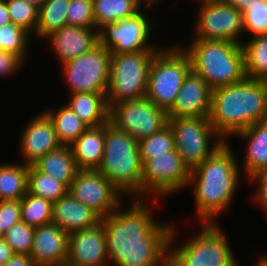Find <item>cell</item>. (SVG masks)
I'll list each match as a JSON object with an SVG mask.
<instances>
[{
    "label": "cell",
    "mask_w": 267,
    "mask_h": 266,
    "mask_svg": "<svg viewBox=\"0 0 267 266\" xmlns=\"http://www.w3.org/2000/svg\"><path fill=\"white\" fill-rule=\"evenodd\" d=\"M59 266H70V265H68L67 263H65V264H61Z\"/></svg>",
    "instance_id": "52"
},
{
    "label": "cell",
    "mask_w": 267,
    "mask_h": 266,
    "mask_svg": "<svg viewBox=\"0 0 267 266\" xmlns=\"http://www.w3.org/2000/svg\"><path fill=\"white\" fill-rule=\"evenodd\" d=\"M143 4L149 5V6H154L153 4H155L156 2H159L160 0H140ZM151 4V5H150Z\"/></svg>",
    "instance_id": "48"
},
{
    "label": "cell",
    "mask_w": 267,
    "mask_h": 266,
    "mask_svg": "<svg viewBox=\"0 0 267 266\" xmlns=\"http://www.w3.org/2000/svg\"><path fill=\"white\" fill-rule=\"evenodd\" d=\"M68 187L52 176L38 171L33 165H29L27 192L52 203L68 193Z\"/></svg>",
    "instance_id": "31"
},
{
    "label": "cell",
    "mask_w": 267,
    "mask_h": 266,
    "mask_svg": "<svg viewBox=\"0 0 267 266\" xmlns=\"http://www.w3.org/2000/svg\"><path fill=\"white\" fill-rule=\"evenodd\" d=\"M227 142L191 169L188 187L193 185L197 218L202 223H216L229 207L238 185L239 166Z\"/></svg>",
    "instance_id": "2"
},
{
    "label": "cell",
    "mask_w": 267,
    "mask_h": 266,
    "mask_svg": "<svg viewBox=\"0 0 267 266\" xmlns=\"http://www.w3.org/2000/svg\"><path fill=\"white\" fill-rule=\"evenodd\" d=\"M24 61L17 55L0 50V77L13 75L23 66Z\"/></svg>",
    "instance_id": "40"
},
{
    "label": "cell",
    "mask_w": 267,
    "mask_h": 266,
    "mask_svg": "<svg viewBox=\"0 0 267 266\" xmlns=\"http://www.w3.org/2000/svg\"><path fill=\"white\" fill-rule=\"evenodd\" d=\"M4 239L14 254L30 255L34 239V227L21 221L5 233Z\"/></svg>",
    "instance_id": "36"
},
{
    "label": "cell",
    "mask_w": 267,
    "mask_h": 266,
    "mask_svg": "<svg viewBox=\"0 0 267 266\" xmlns=\"http://www.w3.org/2000/svg\"><path fill=\"white\" fill-rule=\"evenodd\" d=\"M21 222V200L0 201V228L5 234L13 225Z\"/></svg>",
    "instance_id": "39"
},
{
    "label": "cell",
    "mask_w": 267,
    "mask_h": 266,
    "mask_svg": "<svg viewBox=\"0 0 267 266\" xmlns=\"http://www.w3.org/2000/svg\"><path fill=\"white\" fill-rule=\"evenodd\" d=\"M30 38L31 35L27 31L14 23L0 26V50L13 53L23 61L27 56L26 51Z\"/></svg>",
    "instance_id": "34"
},
{
    "label": "cell",
    "mask_w": 267,
    "mask_h": 266,
    "mask_svg": "<svg viewBox=\"0 0 267 266\" xmlns=\"http://www.w3.org/2000/svg\"><path fill=\"white\" fill-rule=\"evenodd\" d=\"M217 225L203 223L198 234L193 238L191 236L180 248H174L177 236L174 225L168 244L167 266H239L230 244Z\"/></svg>",
    "instance_id": "6"
},
{
    "label": "cell",
    "mask_w": 267,
    "mask_h": 266,
    "mask_svg": "<svg viewBox=\"0 0 267 266\" xmlns=\"http://www.w3.org/2000/svg\"><path fill=\"white\" fill-rule=\"evenodd\" d=\"M54 124L58 141L71 146L88 126L65 104L59 110L44 111Z\"/></svg>",
    "instance_id": "28"
},
{
    "label": "cell",
    "mask_w": 267,
    "mask_h": 266,
    "mask_svg": "<svg viewBox=\"0 0 267 266\" xmlns=\"http://www.w3.org/2000/svg\"><path fill=\"white\" fill-rule=\"evenodd\" d=\"M105 145V124L88 127L70 146L79 170H97L101 165Z\"/></svg>",
    "instance_id": "23"
},
{
    "label": "cell",
    "mask_w": 267,
    "mask_h": 266,
    "mask_svg": "<svg viewBox=\"0 0 267 266\" xmlns=\"http://www.w3.org/2000/svg\"><path fill=\"white\" fill-rule=\"evenodd\" d=\"M212 89L192 69L186 75L168 119L179 117H208L211 107Z\"/></svg>",
    "instance_id": "17"
},
{
    "label": "cell",
    "mask_w": 267,
    "mask_h": 266,
    "mask_svg": "<svg viewBox=\"0 0 267 266\" xmlns=\"http://www.w3.org/2000/svg\"><path fill=\"white\" fill-rule=\"evenodd\" d=\"M67 106L88 126L97 127L109 121L106 93H72Z\"/></svg>",
    "instance_id": "24"
},
{
    "label": "cell",
    "mask_w": 267,
    "mask_h": 266,
    "mask_svg": "<svg viewBox=\"0 0 267 266\" xmlns=\"http://www.w3.org/2000/svg\"><path fill=\"white\" fill-rule=\"evenodd\" d=\"M152 25L153 21L151 23V19L140 10L131 17L102 26L98 30L99 44L111 54L158 50L147 43L153 31Z\"/></svg>",
    "instance_id": "13"
},
{
    "label": "cell",
    "mask_w": 267,
    "mask_h": 266,
    "mask_svg": "<svg viewBox=\"0 0 267 266\" xmlns=\"http://www.w3.org/2000/svg\"><path fill=\"white\" fill-rule=\"evenodd\" d=\"M191 170L176 149L142 163V196L167 197L189 184ZM152 195V196H151Z\"/></svg>",
    "instance_id": "10"
},
{
    "label": "cell",
    "mask_w": 267,
    "mask_h": 266,
    "mask_svg": "<svg viewBox=\"0 0 267 266\" xmlns=\"http://www.w3.org/2000/svg\"><path fill=\"white\" fill-rule=\"evenodd\" d=\"M168 120V113L146 97L109 107V122L137 141L157 133L168 124Z\"/></svg>",
    "instance_id": "12"
},
{
    "label": "cell",
    "mask_w": 267,
    "mask_h": 266,
    "mask_svg": "<svg viewBox=\"0 0 267 266\" xmlns=\"http://www.w3.org/2000/svg\"><path fill=\"white\" fill-rule=\"evenodd\" d=\"M5 1L12 23L21 27L30 35H35L38 23L39 8H37L33 4L26 2L25 0Z\"/></svg>",
    "instance_id": "35"
},
{
    "label": "cell",
    "mask_w": 267,
    "mask_h": 266,
    "mask_svg": "<svg viewBox=\"0 0 267 266\" xmlns=\"http://www.w3.org/2000/svg\"><path fill=\"white\" fill-rule=\"evenodd\" d=\"M69 0H47L38 12L35 35L45 40L52 32L67 26Z\"/></svg>",
    "instance_id": "30"
},
{
    "label": "cell",
    "mask_w": 267,
    "mask_h": 266,
    "mask_svg": "<svg viewBox=\"0 0 267 266\" xmlns=\"http://www.w3.org/2000/svg\"><path fill=\"white\" fill-rule=\"evenodd\" d=\"M257 266H267V255L259 258Z\"/></svg>",
    "instance_id": "47"
},
{
    "label": "cell",
    "mask_w": 267,
    "mask_h": 266,
    "mask_svg": "<svg viewBox=\"0 0 267 266\" xmlns=\"http://www.w3.org/2000/svg\"><path fill=\"white\" fill-rule=\"evenodd\" d=\"M141 163L154 156L166 155L175 149L174 134L171 126L167 124L157 133L138 141Z\"/></svg>",
    "instance_id": "33"
},
{
    "label": "cell",
    "mask_w": 267,
    "mask_h": 266,
    "mask_svg": "<svg viewBox=\"0 0 267 266\" xmlns=\"http://www.w3.org/2000/svg\"><path fill=\"white\" fill-rule=\"evenodd\" d=\"M4 233L2 232L1 228H0V240L4 238Z\"/></svg>",
    "instance_id": "51"
},
{
    "label": "cell",
    "mask_w": 267,
    "mask_h": 266,
    "mask_svg": "<svg viewBox=\"0 0 267 266\" xmlns=\"http://www.w3.org/2000/svg\"><path fill=\"white\" fill-rule=\"evenodd\" d=\"M12 23L5 0H0V26Z\"/></svg>",
    "instance_id": "44"
},
{
    "label": "cell",
    "mask_w": 267,
    "mask_h": 266,
    "mask_svg": "<svg viewBox=\"0 0 267 266\" xmlns=\"http://www.w3.org/2000/svg\"><path fill=\"white\" fill-rule=\"evenodd\" d=\"M263 81L267 84V77Z\"/></svg>",
    "instance_id": "53"
},
{
    "label": "cell",
    "mask_w": 267,
    "mask_h": 266,
    "mask_svg": "<svg viewBox=\"0 0 267 266\" xmlns=\"http://www.w3.org/2000/svg\"><path fill=\"white\" fill-rule=\"evenodd\" d=\"M26 2L33 4L37 8H40L47 0H25Z\"/></svg>",
    "instance_id": "46"
},
{
    "label": "cell",
    "mask_w": 267,
    "mask_h": 266,
    "mask_svg": "<svg viewBox=\"0 0 267 266\" xmlns=\"http://www.w3.org/2000/svg\"><path fill=\"white\" fill-rule=\"evenodd\" d=\"M142 200H132L126 211L119 206L101 219L108 262L116 266H167L173 225L157 222Z\"/></svg>",
    "instance_id": "1"
},
{
    "label": "cell",
    "mask_w": 267,
    "mask_h": 266,
    "mask_svg": "<svg viewBox=\"0 0 267 266\" xmlns=\"http://www.w3.org/2000/svg\"><path fill=\"white\" fill-rule=\"evenodd\" d=\"M109 261L103 222L94 227L69 234L68 260L70 266H106Z\"/></svg>",
    "instance_id": "16"
},
{
    "label": "cell",
    "mask_w": 267,
    "mask_h": 266,
    "mask_svg": "<svg viewBox=\"0 0 267 266\" xmlns=\"http://www.w3.org/2000/svg\"><path fill=\"white\" fill-rule=\"evenodd\" d=\"M69 234L53 223L34 228L30 256L37 266H59L68 260Z\"/></svg>",
    "instance_id": "19"
},
{
    "label": "cell",
    "mask_w": 267,
    "mask_h": 266,
    "mask_svg": "<svg viewBox=\"0 0 267 266\" xmlns=\"http://www.w3.org/2000/svg\"><path fill=\"white\" fill-rule=\"evenodd\" d=\"M101 217L69 192L53 203L52 223L68 234L94 227Z\"/></svg>",
    "instance_id": "21"
},
{
    "label": "cell",
    "mask_w": 267,
    "mask_h": 266,
    "mask_svg": "<svg viewBox=\"0 0 267 266\" xmlns=\"http://www.w3.org/2000/svg\"><path fill=\"white\" fill-rule=\"evenodd\" d=\"M253 178H267V170L263 173L255 175Z\"/></svg>",
    "instance_id": "50"
},
{
    "label": "cell",
    "mask_w": 267,
    "mask_h": 266,
    "mask_svg": "<svg viewBox=\"0 0 267 266\" xmlns=\"http://www.w3.org/2000/svg\"><path fill=\"white\" fill-rule=\"evenodd\" d=\"M194 39L218 40L242 44L244 14L228 3L200 2ZM239 40V41H238Z\"/></svg>",
    "instance_id": "14"
},
{
    "label": "cell",
    "mask_w": 267,
    "mask_h": 266,
    "mask_svg": "<svg viewBox=\"0 0 267 266\" xmlns=\"http://www.w3.org/2000/svg\"><path fill=\"white\" fill-rule=\"evenodd\" d=\"M251 182L257 183L254 201L262 207L267 213V178H251Z\"/></svg>",
    "instance_id": "41"
},
{
    "label": "cell",
    "mask_w": 267,
    "mask_h": 266,
    "mask_svg": "<svg viewBox=\"0 0 267 266\" xmlns=\"http://www.w3.org/2000/svg\"><path fill=\"white\" fill-rule=\"evenodd\" d=\"M68 192L101 218L111 215L122 206L123 194L98 170H79Z\"/></svg>",
    "instance_id": "15"
},
{
    "label": "cell",
    "mask_w": 267,
    "mask_h": 266,
    "mask_svg": "<svg viewBox=\"0 0 267 266\" xmlns=\"http://www.w3.org/2000/svg\"><path fill=\"white\" fill-rule=\"evenodd\" d=\"M243 14L245 32L254 36L267 34V0L254 2Z\"/></svg>",
    "instance_id": "38"
},
{
    "label": "cell",
    "mask_w": 267,
    "mask_h": 266,
    "mask_svg": "<svg viewBox=\"0 0 267 266\" xmlns=\"http://www.w3.org/2000/svg\"><path fill=\"white\" fill-rule=\"evenodd\" d=\"M29 165L0 164V201L21 200L27 194Z\"/></svg>",
    "instance_id": "27"
},
{
    "label": "cell",
    "mask_w": 267,
    "mask_h": 266,
    "mask_svg": "<svg viewBox=\"0 0 267 266\" xmlns=\"http://www.w3.org/2000/svg\"><path fill=\"white\" fill-rule=\"evenodd\" d=\"M50 40L61 64L77 58L99 44L98 30L77 26H63L46 37Z\"/></svg>",
    "instance_id": "20"
},
{
    "label": "cell",
    "mask_w": 267,
    "mask_h": 266,
    "mask_svg": "<svg viewBox=\"0 0 267 266\" xmlns=\"http://www.w3.org/2000/svg\"><path fill=\"white\" fill-rule=\"evenodd\" d=\"M21 134L19 152L24 159L23 163L27 165H32L39 158L61 146L54 124L45 112L31 118Z\"/></svg>",
    "instance_id": "18"
},
{
    "label": "cell",
    "mask_w": 267,
    "mask_h": 266,
    "mask_svg": "<svg viewBox=\"0 0 267 266\" xmlns=\"http://www.w3.org/2000/svg\"><path fill=\"white\" fill-rule=\"evenodd\" d=\"M208 118L225 142L252 124L266 120L267 84L246 77L241 82L212 90Z\"/></svg>",
    "instance_id": "3"
},
{
    "label": "cell",
    "mask_w": 267,
    "mask_h": 266,
    "mask_svg": "<svg viewBox=\"0 0 267 266\" xmlns=\"http://www.w3.org/2000/svg\"><path fill=\"white\" fill-rule=\"evenodd\" d=\"M168 49V50H167ZM161 49L150 69L146 98L168 112L179 93L186 75L191 70L189 55L179 47Z\"/></svg>",
    "instance_id": "8"
},
{
    "label": "cell",
    "mask_w": 267,
    "mask_h": 266,
    "mask_svg": "<svg viewBox=\"0 0 267 266\" xmlns=\"http://www.w3.org/2000/svg\"><path fill=\"white\" fill-rule=\"evenodd\" d=\"M14 252L12 251L11 247L7 244L5 239L0 240V266H3L6 262H8Z\"/></svg>",
    "instance_id": "43"
},
{
    "label": "cell",
    "mask_w": 267,
    "mask_h": 266,
    "mask_svg": "<svg viewBox=\"0 0 267 266\" xmlns=\"http://www.w3.org/2000/svg\"><path fill=\"white\" fill-rule=\"evenodd\" d=\"M140 0H93L95 28L99 30L107 23H116L141 10Z\"/></svg>",
    "instance_id": "26"
},
{
    "label": "cell",
    "mask_w": 267,
    "mask_h": 266,
    "mask_svg": "<svg viewBox=\"0 0 267 266\" xmlns=\"http://www.w3.org/2000/svg\"><path fill=\"white\" fill-rule=\"evenodd\" d=\"M229 0H199V2L228 3Z\"/></svg>",
    "instance_id": "49"
},
{
    "label": "cell",
    "mask_w": 267,
    "mask_h": 266,
    "mask_svg": "<svg viewBox=\"0 0 267 266\" xmlns=\"http://www.w3.org/2000/svg\"><path fill=\"white\" fill-rule=\"evenodd\" d=\"M124 195L142 198V163L138 141L109 121L105 124V145L97 169Z\"/></svg>",
    "instance_id": "5"
},
{
    "label": "cell",
    "mask_w": 267,
    "mask_h": 266,
    "mask_svg": "<svg viewBox=\"0 0 267 266\" xmlns=\"http://www.w3.org/2000/svg\"><path fill=\"white\" fill-rule=\"evenodd\" d=\"M110 59V51L98 44L91 51L61 64L70 93H107Z\"/></svg>",
    "instance_id": "11"
},
{
    "label": "cell",
    "mask_w": 267,
    "mask_h": 266,
    "mask_svg": "<svg viewBox=\"0 0 267 266\" xmlns=\"http://www.w3.org/2000/svg\"><path fill=\"white\" fill-rule=\"evenodd\" d=\"M168 124L174 134L175 149L190 170L225 142L215 132L208 117L173 118L168 120Z\"/></svg>",
    "instance_id": "9"
},
{
    "label": "cell",
    "mask_w": 267,
    "mask_h": 266,
    "mask_svg": "<svg viewBox=\"0 0 267 266\" xmlns=\"http://www.w3.org/2000/svg\"><path fill=\"white\" fill-rule=\"evenodd\" d=\"M52 210L51 201L28 192L21 199V221L34 228L52 223Z\"/></svg>",
    "instance_id": "32"
},
{
    "label": "cell",
    "mask_w": 267,
    "mask_h": 266,
    "mask_svg": "<svg viewBox=\"0 0 267 266\" xmlns=\"http://www.w3.org/2000/svg\"><path fill=\"white\" fill-rule=\"evenodd\" d=\"M66 17L68 26L95 28L93 0H69Z\"/></svg>",
    "instance_id": "37"
},
{
    "label": "cell",
    "mask_w": 267,
    "mask_h": 266,
    "mask_svg": "<svg viewBox=\"0 0 267 266\" xmlns=\"http://www.w3.org/2000/svg\"><path fill=\"white\" fill-rule=\"evenodd\" d=\"M183 50L189 55L191 69L200 75L212 90L241 82L246 78L242 44L193 39Z\"/></svg>",
    "instance_id": "4"
},
{
    "label": "cell",
    "mask_w": 267,
    "mask_h": 266,
    "mask_svg": "<svg viewBox=\"0 0 267 266\" xmlns=\"http://www.w3.org/2000/svg\"><path fill=\"white\" fill-rule=\"evenodd\" d=\"M257 1L262 0H229L228 4L234 6L237 10H240L243 13L251 4Z\"/></svg>",
    "instance_id": "45"
},
{
    "label": "cell",
    "mask_w": 267,
    "mask_h": 266,
    "mask_svg": "<svg viewBox=\"0 0 267 266\" xmlns=\"http://www.w3.org/2000/svg\"><path fill=\"white\" fill-rule=\"evenodd\" d=\"M3 266H37L30 255L14 254Z\"/></svg>",
    "instance_id": "42"
},
{
    "label": "cell",
    "mask_w": 267,
    "mask_h": 266,
    "mask_svg": "<svg viewBox=\"0 0 267 266\" xmlns=\"http://www.w3.org/2000/svg\"><path fill=\"white\" fill-rule=\"evenodd\" d=\"M159 50L111 54L110 81L106 93L108 107L146 97L149 69Z\"/></svg>",
    "instance_id": "7"
},
{
    "label": "cell",
    "mask_w": 267,
    "mask_h": 266,
    "mask_svg": "<svg viewBox=\"0 0 267 266\" xmlns=\"http://www.w3.org/2000/svg\"><path fill=\"white\" fill-rule=\"evenodd\" d=\"M247 144L244 172L249 180L267 170V119L236 133Z\"/></svg>",
    "instance_id": "22"
},
{
    "label": "cell",
    "mask_w": 267,
    "mask_h": 266,
    "mask_svg": "<svg viewBox=\"0 0 267 266\" xmlns=\"http://www.w3.org/2000/svg\"><path fill=\"white\" fill-rule=\"evenodd\" d=\"M32 165L38 171L64 183L68 188L79 171L72 149L63 145L39 158Z\"/></svg>",
    "instance_id": "25"
},
{
    "label": "cell",
    "mask_w": 267,
    "mask_h": 266,
    "mask_svg": "<svg viewBox=\"0 0 267 266\" xmlns=\"http://www.w3.org/2000/svg\"><path fill=\"white\" fill-rule=\"evenodd\" d=\"M244 42L246 77L264 80L267 77V34L253 36Z\"/></svg>",
    "instance_id": "29"
}]
</instances>
